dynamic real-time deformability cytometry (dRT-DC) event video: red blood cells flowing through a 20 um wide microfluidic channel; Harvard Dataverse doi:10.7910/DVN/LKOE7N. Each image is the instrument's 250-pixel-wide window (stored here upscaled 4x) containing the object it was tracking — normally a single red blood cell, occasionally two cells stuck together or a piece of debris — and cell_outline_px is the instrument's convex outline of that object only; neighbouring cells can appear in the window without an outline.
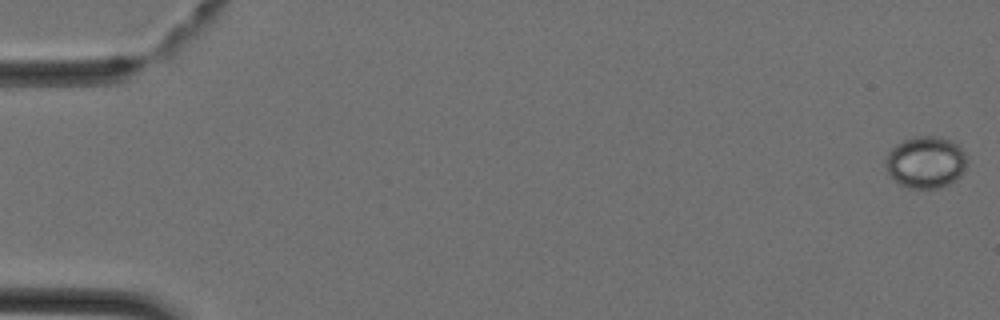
{"species": "Egyptian fruit bat (a non-hibernating species)", "species_latin": "Rousettus aegyptiacus", "temperature_condition": "cold", "stored_images_in_passage": 8, "camera_frame_rate_fps": 3000, "um_per_image_px": 0.085, "animal": {"sex": "female"}, "frame": {"image": 1, "passage_image": 1, "time_ms": 0.0, "image_size_px": [1000, 320], "cell_outline_px": [[964, 168], [960, 176], [956, 180], [948, 184], [936, 188], [908, 188], [900, 184], [888, 172], [884, 164], [884, 160], [888, 152], [896, 144], [912, 136], [940, 136], [956, 144], [964, 152]], "centroid_in_image_um": [78.64, 13.78], "position_along_channel_um": 6.4, "area_um2": 24.33}}